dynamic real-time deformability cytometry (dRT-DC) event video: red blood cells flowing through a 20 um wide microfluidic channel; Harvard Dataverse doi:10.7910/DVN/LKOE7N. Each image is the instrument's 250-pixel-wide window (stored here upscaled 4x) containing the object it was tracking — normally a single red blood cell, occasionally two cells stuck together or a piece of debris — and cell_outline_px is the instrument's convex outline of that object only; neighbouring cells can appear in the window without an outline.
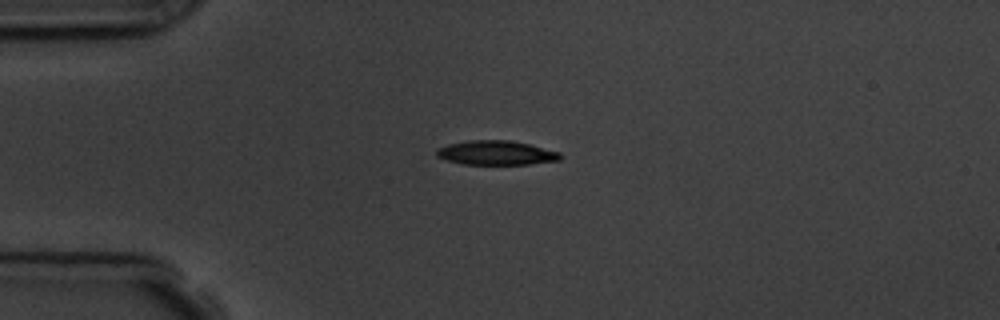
{"species": "common noctule bat (a hibernating species)", "species_latin": "Nyctalus noctula", "temperature_condition": "room temperature", "stored_images_in_passage": 12, "camera_frame_rate_fps": 3000, "um_per_image_px": 0.085, "animal": {"sex": "male", "body_mass_g": 19.5, "forearm_length_mm": 54.6}, "frame": {"image": 1, "passage_image": 1, "time_ms": 0.0, "image_size_px": [1000, 320], "cell_outline_px": [[564, 156], [560, 160], [528, 164], [460, 164], [444, 160], [436, 156], [436, 148], [448, 144], [468, 140], [508, 140], [528, 144], [560, 152]], "centroid_in_image_um": [42.14, 12.99], "position_along_channel_um": 42.9, "area_um2": 17.63}}
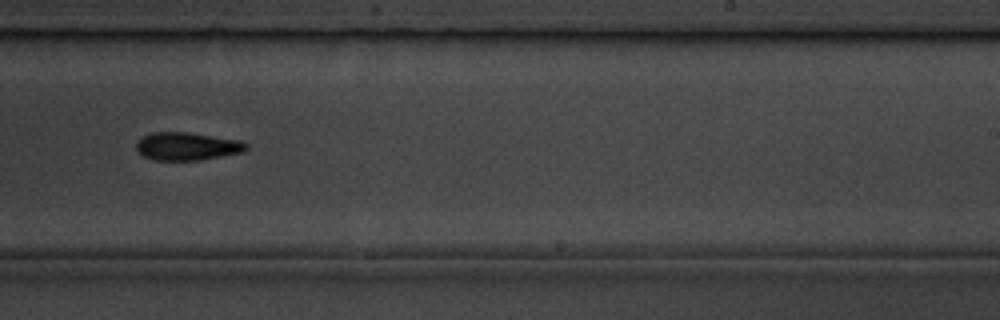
{"frame": {"image": 2, "passage_image": 7, "time_ms": 6.667, "image_size_px": [1000, 320], "cell_outline_px": [[248, 148], [244, 152], [200, 160], [156, 160], [144, 156], [136, 148], [136, 144], [144, 136], [152, 132], [188, 132], [240, 140], [248, 144]], "centroid_in_image_um": [15.95, 12.43], "position_along_channel_um": 273.1, "area_um2": 17.8}, "authors_computed_cell_mechanics": {"area_um2": 17.7735, "velocity_mm_per_s": 3.8101, "shape_relaxation_time_tau1_ms": 6.1955, "shape_relaxation_time_tau2_ms": null, "deformation_change_tau1": 0.156, "deformation_change_tau2": null}}